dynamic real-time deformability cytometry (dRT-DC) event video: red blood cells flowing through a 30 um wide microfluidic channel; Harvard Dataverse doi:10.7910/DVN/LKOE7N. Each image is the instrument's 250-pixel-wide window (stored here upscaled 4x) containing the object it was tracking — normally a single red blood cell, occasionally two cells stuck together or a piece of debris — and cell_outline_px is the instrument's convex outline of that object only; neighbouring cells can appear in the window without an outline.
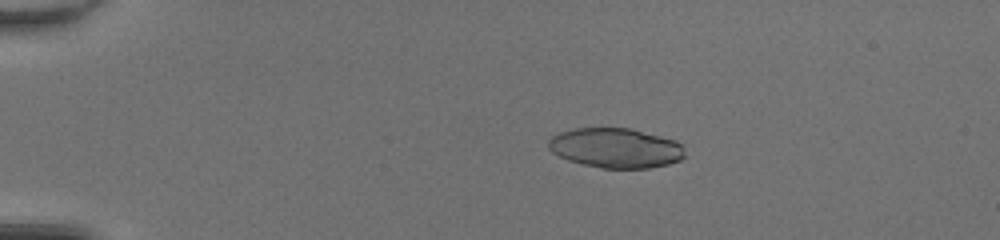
{"species": "common noctule bat (a hibernating species)", "species_latin": "Nyctalus noctula", "temperature_condition": "room temperature", "stored_images_in_passage": 51, "camera_frame_rate_fps": 3000, "um_per_image_px": 0.085, "animal": {"sex": "female", "body_mass_g": 20.0, "forearm_length_mm": 54.0}, "frame": {"image": 1, "passage_image": 12, "time_ms": 3.667, "image_size_px": [1000, 240], "cell_outline_px": [[684, 156], [680, 160], [668, 164], [648, 168], [600, 168], [568, 160], [552, 152], [548, 148], [548, 140], [552, 136], [560, 132], [572, 128], [632, 128], [676, 140], [684, 144]], "centroid_in_image_um": [52.35, 12.57], "position_along_channel_um": 32.7, "area_um2": 31.85}}